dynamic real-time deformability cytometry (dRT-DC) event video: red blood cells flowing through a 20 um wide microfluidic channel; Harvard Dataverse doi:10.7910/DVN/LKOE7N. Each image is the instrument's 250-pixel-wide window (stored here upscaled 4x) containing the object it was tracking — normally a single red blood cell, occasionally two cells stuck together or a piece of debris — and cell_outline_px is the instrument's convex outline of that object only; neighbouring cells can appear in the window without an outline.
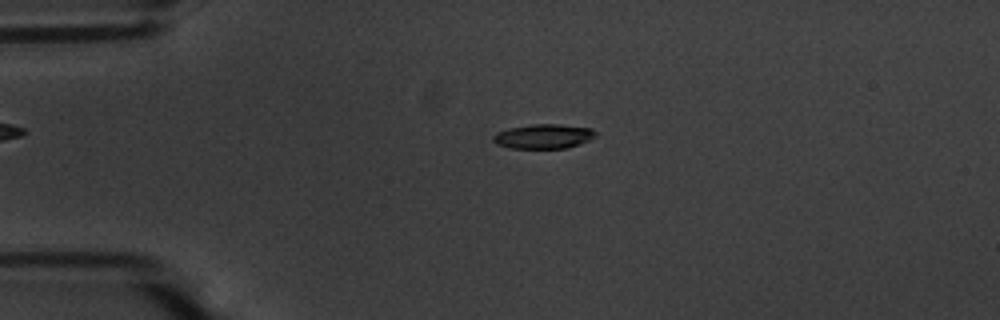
{"species": "common noctule bat (a hibernating species)", "species_latin": "Nyctalus noctula", "temperature_condition": "warm", "stored_images_in_passage": 55, "camera_frame_rate_fps": 3000, "um_per_image_px": 0.085, "animal": {"sex": "male", "body_mass_g": 20.1, "forearm_length_mm": 53.5}, "frame": {"image": 1, "passage_image": 12, "time_ms": 3.667, "image_size_px": [1000, 320], "cell_outline_px": [[596, 136], [580, 144], [568, 148], [508, 148], [496, 144], [492, 140], [492, 136], [496, 132], [508, 128], [532, 124], [560, 124], [592, 128], [596, 132]], "centroid_in_image_um": [46.18, 11.59], "position_along_channel_um": 38.8, "area_um2": 14.8}}
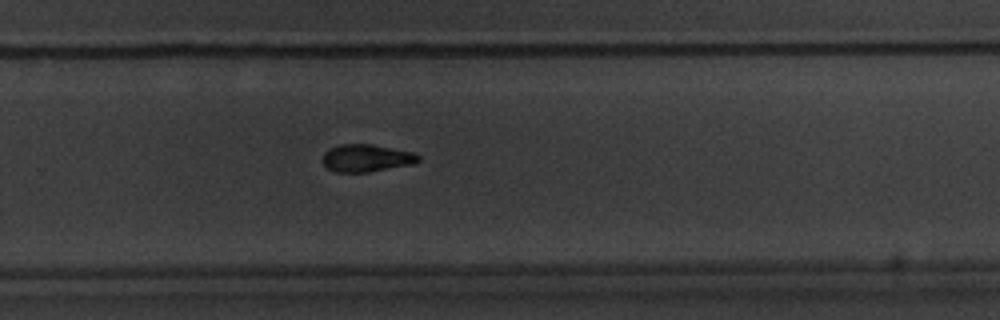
{"frame": {"image": 2, "passage_image": 36, "time_ms": 11.667, "image_size_px": [1000, 320], "cell_outline_px": [[420, 160], [412, 164], [368, 172], [336, 172], [328, 168], [324, 164], [324, 152], [328, 148], [340, 144], [372, 144], [412, 152], [420, 156]], "centroid_in_image_um": [31.14, 13.43], "position_along_channel_um": 298.7, "area_um2": 15.2}}
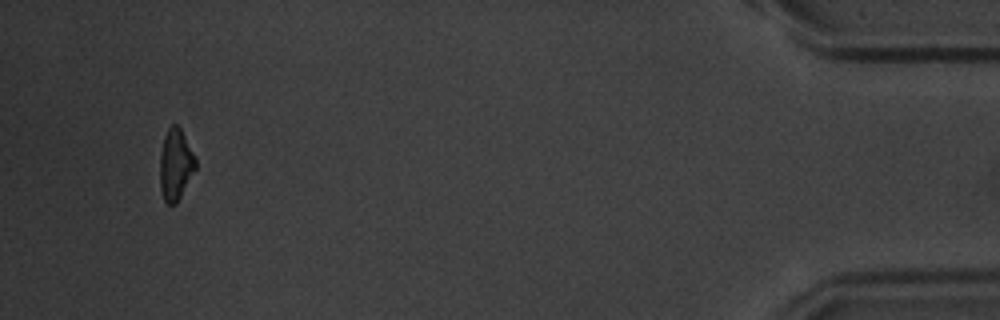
{"frame": {"image": 3, "passage_image": 52, "time_ms": 17.0, "image_size_px": [1000, 320], "cell_outline_px": [[196, 168], [176, 204], [168, 204], [164, 200], [160, 188], [160, 152], [164, 136], [168, 128], [172, 124], [176, 124], [180, 128], [196, 160]], "centroid_in_image_um": [14.9, 13.99], "position_along_channel_um": 420.3, "area_um2": 14.62}, "authors_computed_cell_mechanics": {"area_um2": 15.3748, "velocity_mm_per_s": 3.6523, "shape_relaxation_time_tau1_ms": 3.4159, "shape_relaxation_time_tau2_ms": 5.0749, "deformation_change_tau1": 0.1315, "deformation_change_tau2": 0.113}}